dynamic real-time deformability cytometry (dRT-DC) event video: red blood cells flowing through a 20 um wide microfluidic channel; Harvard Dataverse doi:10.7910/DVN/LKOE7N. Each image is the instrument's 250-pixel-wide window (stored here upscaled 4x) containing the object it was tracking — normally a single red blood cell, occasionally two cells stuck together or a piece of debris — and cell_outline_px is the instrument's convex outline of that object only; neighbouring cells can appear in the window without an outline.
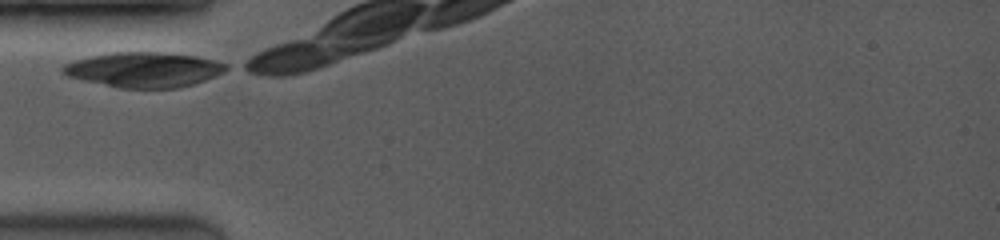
{"species": "common noctule bat (a hibernating species)", "species_latin": "Nyctalus noctula", "temperature_condition": "room temperature", "stored_images_in_passage": 4, "camera_frame_rate_fps": 3500, "um_per_image_px": 0.085, "animal": {"sex": "female", "body_mass_g": 19.0, "forearm_length_mm": 53.3}, "frame": {"image": 1, "passage_image": 1, "time_ms": 0.0, "image_size_px": [1000, 240], "cell_outline_px": [[232, 68], [224, 72], [204, 80], [180, 88], [120, 88], [84, 80], [68, 76], [60, 72], [60, 68], [64, 64], [76, 60], [92, 56], [112, 52], [160, 52], [196, 56], [216, 60], [228, 64]], "centroid_in_image_um": [12.27, 5.92], "position_along_channel_um": 72.7, "area_um2": 33.35}}